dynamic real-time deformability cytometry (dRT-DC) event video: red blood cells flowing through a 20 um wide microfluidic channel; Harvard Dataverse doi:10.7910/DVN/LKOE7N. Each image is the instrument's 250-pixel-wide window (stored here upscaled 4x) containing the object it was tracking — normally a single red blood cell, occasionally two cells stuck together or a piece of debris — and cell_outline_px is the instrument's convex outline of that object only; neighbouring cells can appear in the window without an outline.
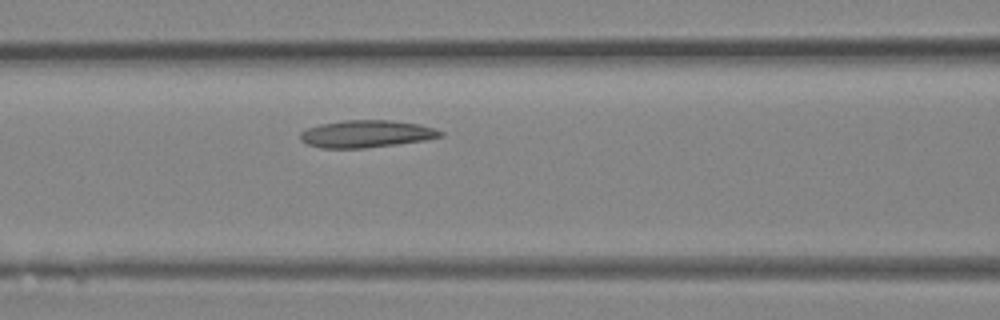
{"species": "Egyptian fruit bat (a non-hibernating species)", "species_latin": "Rousettus aegyptiacus", "temperature_condition": "room temperature", "stored_images_in_passage": 28, "camera_frame_rate_fps": 3000, "um_per_image_px": 0.085, "animal": {"sex": "female"}, "frame": {"image": 1, "passage_image": 11, "time_ms": 3.333, "image_size_px": [1000, 320], "cell_outline_px": [[444, 136], [424, 140], [396, 144], [364, 148], [320, 148], [308, 144], [300, 140], [300, 132], [308, 128], [320, 124], [344, 120], [388, 120], [420, 124], [436, 128], [444, 132]], "centroid_in_image_um": [31.16, 11.37], "position_along_channel_um": 135.4, "area_um2": 22.31}}
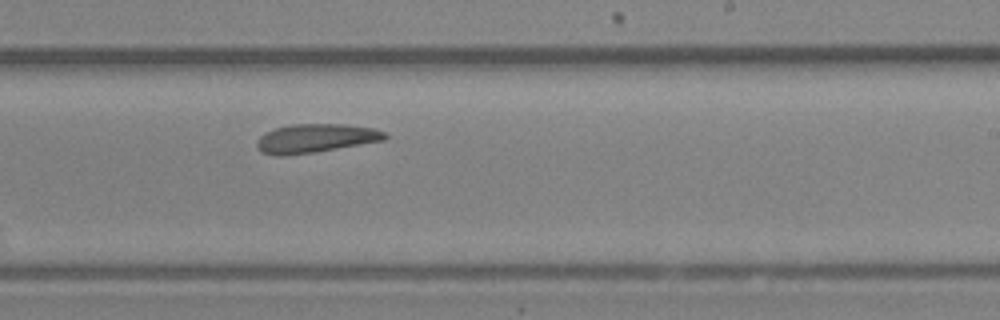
{"frame": {"image": 2, "passage_image": 18, "time_ms": 5.667, "image_size_px": [1000, 320], "cell_outline_px": [[388, 136], [384, 140], [312, 152], [280, 156], [276, 156], [260, 152], [256, 148], [256, 144], [260, 136], [264, 132], [276, 128], [292, 124], [348, 124], [372, 128], [384, 132]], "centroid_in_image_um": [26.77, 11.75], "position_along_channel_um": 262.2, "area_um2": 21.27}}
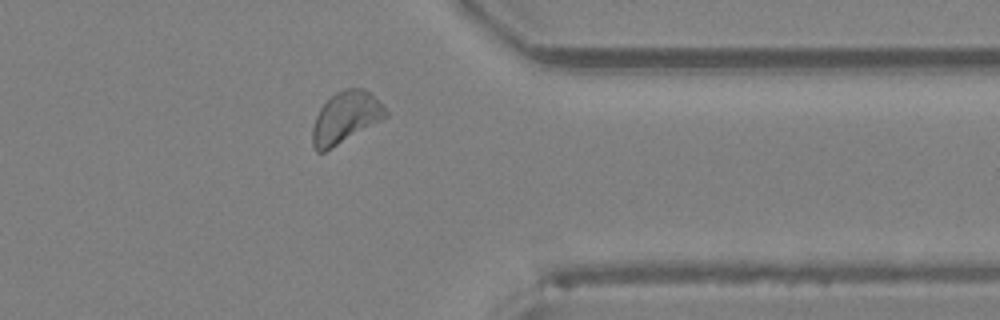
{"frame": {"image": 3, "passage_image": 25, "time_ms": 8.0, "image_size_px": [1000, 320], "cell_outline_px": [[388, 116], [324, 152], [316, 152], [312, 144], [312, 128], [316, 116], [320, 108], [336, 92], [344, 88], [364, 88], [388, 112]], "centroid_in_image_um": [29.33, 9.99], "position_along_channel_um": 382.1, "area_um2": 21.44}}